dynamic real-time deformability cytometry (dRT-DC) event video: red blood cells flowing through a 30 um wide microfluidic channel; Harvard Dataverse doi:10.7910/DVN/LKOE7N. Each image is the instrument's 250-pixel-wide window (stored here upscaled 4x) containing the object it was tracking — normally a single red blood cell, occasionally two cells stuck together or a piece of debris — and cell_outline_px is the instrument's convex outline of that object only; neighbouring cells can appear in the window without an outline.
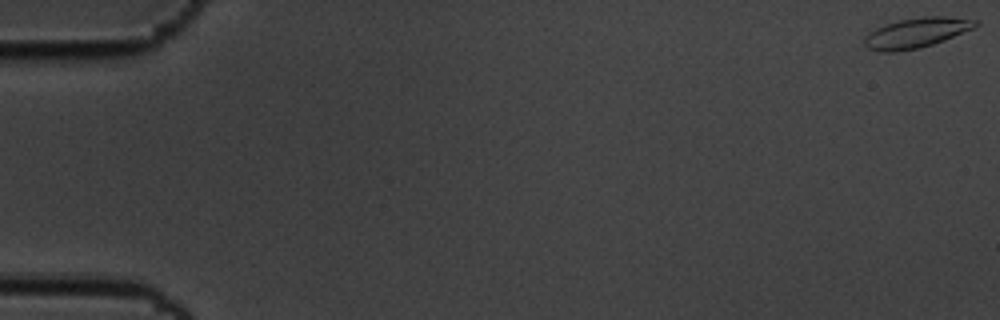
{"species": "common noctule bat (a hibernating species)", "species_latin": "Nyctalus noctula", "temperature_condition": "cold", "stored_images_in_passage": 59, "camera_frame_rate_fps": 3000, "um_per_image_px": 0.085, "animal": {"sex": "male", "body_mass_g": 19.5, "forearm_length_mm": 54.6}, "frame": {"image": 1, "passage_image": 1, "time_ms": 0.0, "image_size_px": [1000, 320], "cell_outline_px": [[980, 24], [972, 28], [944, 40], [920, 48], [892, 52], [880, 52], [868, 48], [864, 44], [864, 36], [876, 28], [900, 20], [924, 16], [944, 16], [980, 20]], "centroid_in_image_um": [77.89, 2.79], "position_along_channel_um": 7.1, "area_um2": 19.25}}
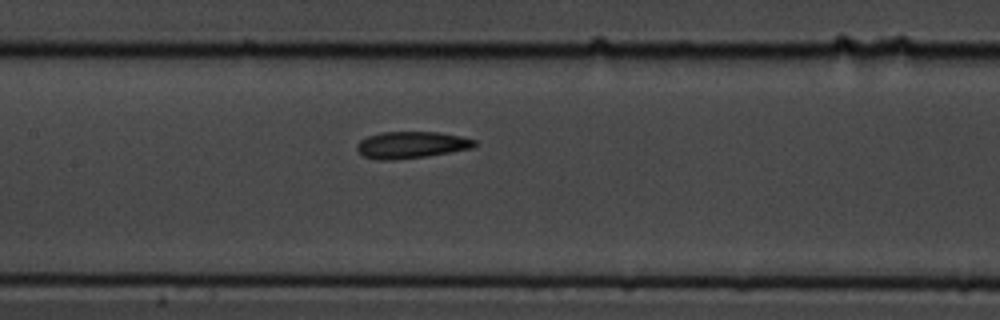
{"frame": {"image": 2, "passage_image": 29, "time_ms": 9.333, "image_size_px": [1000, 320], "cell_outline_px": [[476, 144], [472, 148], [424, 156], [392, 160], [376, 160], [364, 156], [356, 148], [356, 144], [360, 140], [368, 136], [380, 132], [440, 132], [464, 136], [476, 140]], "centroid_in_image_um": [34.95, 12.3], "position_along_channel_um": 172.4, "area_um2": 18.32}}
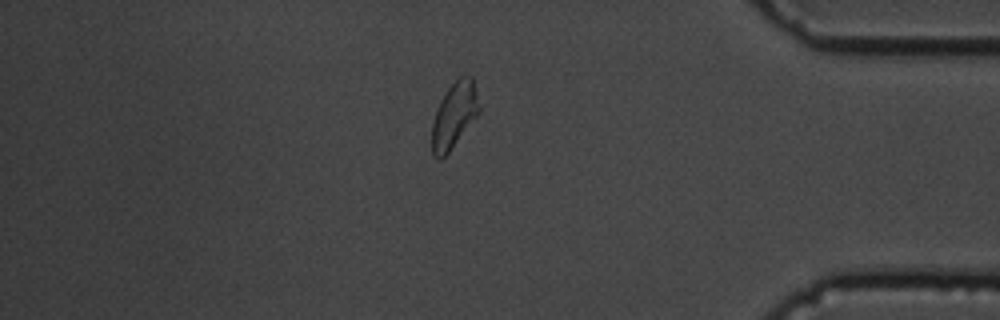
{"frame": {"image": 3, "passage_image": 51, "time_ms": 16.667, "image_size_px": [1000, 320], "cell_outline_px": [[480, 112], [448, 152], [440, 160], [436, 160], [432, 156], [432, 124], [440, 100], [448, 88], [460, 76], [472, 76], [480, 108]], "centroid_in_image_um": [38.59, 9.81], "position_along_channel_um": 396.6, "area_um2": 17.8}, "authors_computed_cell_mechanics": {"area_um2": 18.4382, "velocity_mm_per_s": 3.4445, "shape_relaxation_time_tau1_ms": 4.3606, "shape_relaxation_time_tau2_ms": 3.092, "deformation_change_tau1": 0.129, "deformation_change_tau2": 0.0834}}